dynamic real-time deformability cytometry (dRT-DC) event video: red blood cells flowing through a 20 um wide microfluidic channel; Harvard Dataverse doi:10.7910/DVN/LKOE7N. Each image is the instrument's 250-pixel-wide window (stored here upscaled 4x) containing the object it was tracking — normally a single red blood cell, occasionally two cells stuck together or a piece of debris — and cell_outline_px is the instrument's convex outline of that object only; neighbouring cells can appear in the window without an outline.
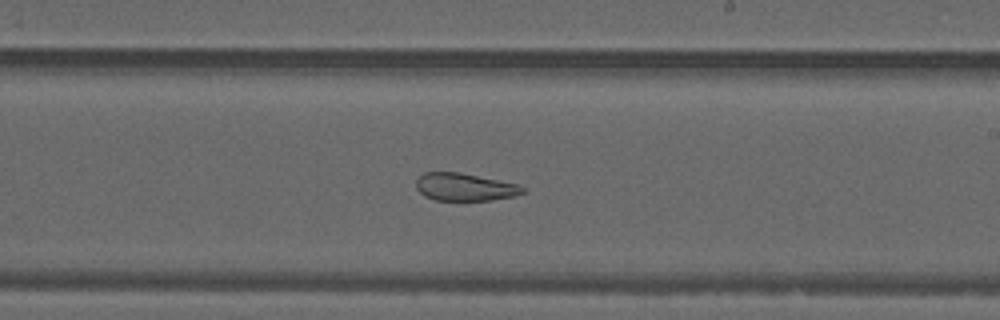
{"species": "common noctule bat (a hibernating species)", "species_latin": "Nyctalus noctula", "temperature_condition": "warm", "stored_images_in_passage": 51, "camera_frame_rate_fps": 3000, "um_per_image_px": 0.085, "animal": {"sex": "male", "forearm_length_mm": 52.5}, "frame": {"image": 1, "passage_image": 30, "time_ms": 9.667, "image_size_px": [1000, 320], "cell_outline_px": [[524, 192], [516, 196], [492, 200], [436, 200], [424, 196], [416, 188], [416, 180], [424, 172], [460, 172], [520, 184], [524, 188]], "centroid_in_image_um": [39.52, 15.89], "position_along_channel_um": 249.5, "area_um2": 17.28}, "authors_computed_cell_mechanics": {"area_um2": 24.7962, "velocity_mm_per_s": 3.9952, "shape_relaxation_time_tau1_ms": null, "shape_relaxation_time_tau2_ms": 2.5101, "deformation_change_tau1": null, "deformation_change_tau2": 0.1037}}